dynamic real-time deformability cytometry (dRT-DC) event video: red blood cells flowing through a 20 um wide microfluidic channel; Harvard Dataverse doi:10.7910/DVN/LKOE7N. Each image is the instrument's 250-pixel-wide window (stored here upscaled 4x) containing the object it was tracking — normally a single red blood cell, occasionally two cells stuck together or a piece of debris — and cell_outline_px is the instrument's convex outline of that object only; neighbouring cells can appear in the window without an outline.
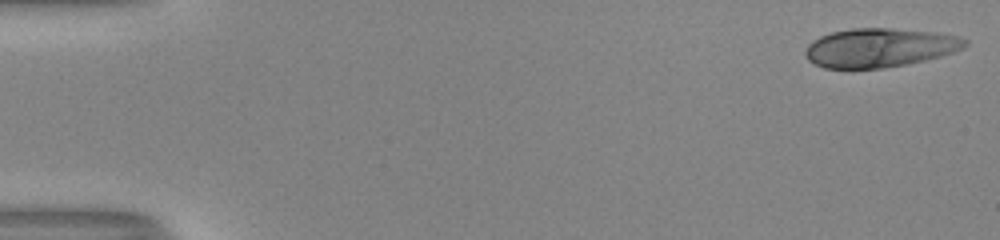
{"species": "human", "species_latin": "Homo sapiens", "temperature_condition": "room temperature", "stored_images_in_passage": 52, "camera_frame_rate_fps": 3000, "um_per_image_px": 0.085, "donor": {"sex": "male"}, "frame": {"image": 1, "passage_image": 1, "time_ms": 0.0, "image_size_px": [1000, 240], "cell_outline_px": [[968, 44], [964, 48], [940, 56], [908, 64], [884, 68], [824, 68], [808, 60], [804, 56], [804, 52], [808, 44], [812, 40], [820, 36], [832, 32], [852, 28], [892, 28], [936, 32], [960, 36], [968, 40]], "centroid_in_image_um": [74.77, 4.05], "position_along_channel_um": 10.2, "area_um2": 36.41}}
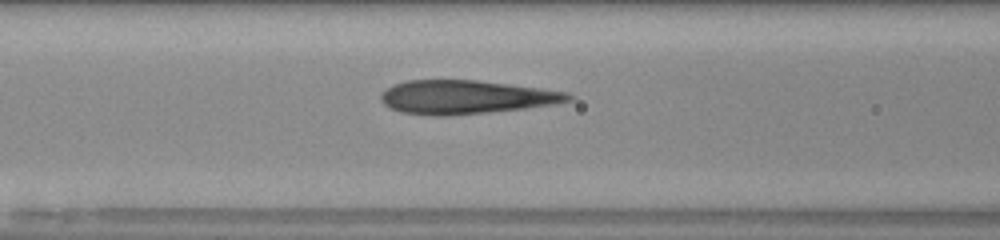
{"frame": {"image": 2, "passage_image": 22, "time_ms": 7.0, "image_size_px": [1000, 240], "cell_outline_px": [[576, 96], [572, 100], [556, 104], [524, 108], [488, 112], [444, 116], [436, 116], [400, 112], [384, 104], [380, 100], [380, 96], [388, 88], [396, 84], [408, 80], [476, 80], [540, 88], [568, 92]], "centroid_in_image_um": [39.65, 8.26], "position_along_channel_um": 127.0, "area_um2": 36.59}}
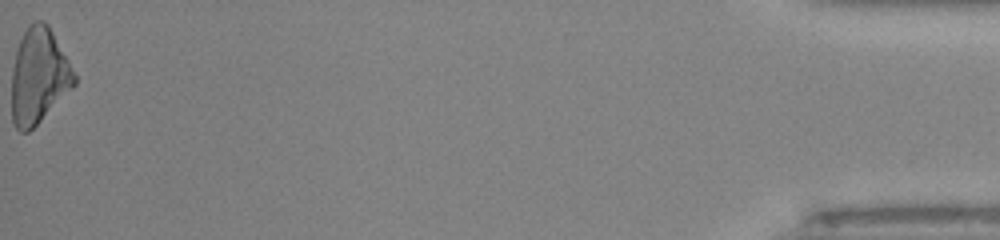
{"frame": {"image": 3, "passage_image": 52, "time_ms": 17.0, "image_size_px": [1000, 240], "cell_outline_px": [[76, 84], [28, 132], [20, 132], [16, 128], [12, 120], [12, 72], [16, 52], [20, 40], [28, 24], [36, 20], [44, 20], [48, 24], [68, 60], [76, 76]], "centroid_in_image_um": [3.29, 6.44], "position_along_channel_um": 431.9, "area_um2": 34.39}, "authors_computed_cell_mechanics": {"area_um2": 36.3562, "velocity_mm_per_s": 4.063, "shape_relaxation_time_tau1_ms": 5.6979, "shape_relaxation_time_tau2_ms": 1.475, "deformation_change_tau1": 0.2025, "deformation_change_tau2": 0.0963}}